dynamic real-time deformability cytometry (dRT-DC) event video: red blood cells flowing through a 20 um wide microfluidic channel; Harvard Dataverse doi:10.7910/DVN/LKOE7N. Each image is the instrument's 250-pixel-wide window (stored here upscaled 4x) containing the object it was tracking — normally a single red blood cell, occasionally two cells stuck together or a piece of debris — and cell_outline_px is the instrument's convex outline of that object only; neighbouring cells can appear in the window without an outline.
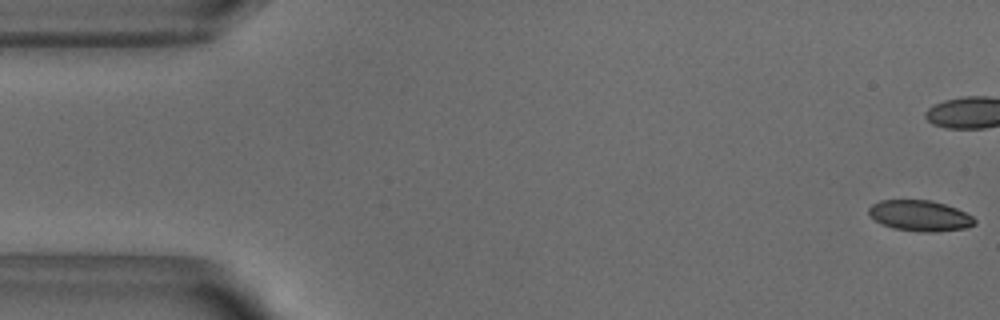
{"species": "common noctule bat (a hibernating species)", "species_latin": "Nyctalus noctula", "temperature_condition": "warm", "stored_images_in_passage": 40, "camera_frame_rate_fps": 3000, "um_per_image_px": 0.085, "animal": {"sex": "male", "body_mass_g": 18.8}, "frame": {"image": 1, "passage_image": 1, "time_ms": 0.0, "image_size_px": [1000, 320], "cell_outline_px": [[976, 224], [968, 228], [936, 232], [920, 232], [892, 228], [876, 220], [868, 212], [868, 208], [872, 204], [880, 200], [928, 200], [944, 204], [956, 208], [972, 216], [976, 220]], "centroid_in_image_um": [78.22, 18.34], "position_along_channel_um": 6.8, "area_um2": 18.96}}